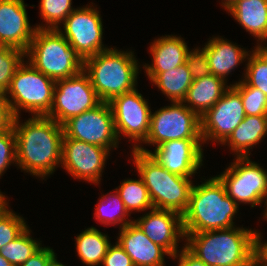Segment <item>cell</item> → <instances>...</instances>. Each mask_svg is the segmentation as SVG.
Here are the masks:
<instances>
[{
    "label": "cell",
    "instance_id": "cell-8",
    "mask_svg": "<svg viewBox=\"0 0 267 266\" xmlns=\"http://www.w3.org/2000/svg\"><path fill=\"white\" fill-rule=\"evenodd\" d=\"M225 171L217 175L226 193L238 205L251 208L263 204L267 197V171L250 157H236Z\"/></svg>",
    "mask_w": 267,
    "mask_h": 266
},
{
    "label": "cell",
    "instance_id": "cell-33",
    "mask_svg": "<svg viewBox=\"0 0 267 266\" xmlns=\"http://www.w3.org/2000/svg\"><path fill=\"white\" fill-rule=\"evenodd\" d=\"M25 52L20 49L0 45V94L10 87L15 70L23 62Z\"/></svg>",
    "mask_w": 267,
    "mask_h": 266
},
{
    "label": "cell",
    "instance_id": "cell-42",
    "mask_svg": "<svg viewBox=\"0 0 267 266\" xmlns=\"http://www.w3.org/2000/svg\"><path fill=\"white\" fill-rule=\"evenodd\" d=\"M253 51L267 63V39L257 42Z\"/></svg>",
    "mask_w": 267,
    "mask_h": 266
},
{
    "label": "cell",
    "instance_id": "cell-3",
    "mask_svg": "<svg viewBox=\"0 0 267 266\" xmlns=\"http://www.w3.org/2000/svg\"><path fill=\"white\" fill-rule=\"evenodd\" d=\"M192 186L189 205L182 215L184 233L228 229L236 226L233 220L239 205L227 195L217 176Z\"/></svg>",
    "mask_w": 267,
    "mask_h": 266
},
{
    "label": "cell",
    "instance_id": "cell-25",
    "mask_svg": "<svg viewBox=\"0 0 267 266\" xmlns=\"http://www.w3.org/2000/svg\"><path fill=\"white\" fill-rule=\"evenodd\" d=\"M75 246L79 259L87 266H101L112 244L109 236L91 226L75 237Z\"/></svg>",
    "mask_w": 267,
    "mask_h": 266
},
{
    "label": "cell",
    "instance_id": "cell-41",
    "mask_svg": "<svg viewBox=\"0 0 267 266\" xmlns=\"http://www.w3.org/2000/svg\"><path fill=\"white\" fill-rule=\"evenodd\" d=\"M175 256L171 257L172 260H178V266H207L202 260L193 255L185 246Z\"/></svg>",
    "mask_w": 267,
    "mask_h": 266
},
{
    "label": "cell",
    "instance_id": "cell-11",
    "mask_svg": "<svg viewBox=\"0 0 267 266\" xmlns=\"http://www.w3.org/2000/svg\"><path fill=\"white\" fill-rule=\"evenodd\" d=\"M92 6L77 7L62 23L64 31L61 26L58 28L84 61L109 49L102 41L104 28L100 11L96 5Z\"/></svg>",
    "mask_w": 267,
    "mask_h": 266
},
{
    "label": "cell",
    "instance_id": "cell-4",
    "mask_svg": "<svg viewBox=\"0 0 267 266\" xmlns=\"http://www.w3.org/2000/svg\"><path fill=\"white\" fill-rule=\"evenodd\" d=\"M138 60L134 52L113 47L87 58L84 71L101 102H110L114 97L134 90L139 74Z\"/></svg>",
    "mask_w": 267,
    "mask_h": 266
},
{
    "label": "cell",
    "instance_id": "cell-2",
    "mask_svg": "<svg viewBox=\"0 0 267 266\" xmlns=\"http://www.w3.org/2000/svg\"><path fill=\"white\" fill-rule=\"evenodd\" d=\"M184 234V246L207 266H253L252 228L234 226Z\"/></svg>",
    "mask_w": 267,
    "mask_h": 266
},
{
    "label": "cell",
    "instance_id": "cell-16",
    "mask_svg": "<svg viewBox=\"0 0 267 266\" xmlns=\"http://www.w3.org/2000/svg\"><path fill=\"white\" fill-rule=\"evenodd\" d=\"M202 139L170 140L152 150L139 146L136 150L153 156L171 173L193 177L203 165Z\"/></svg>",
    "mask_w": 267,
    "mask_h": 266
},
{
    "label": "cell",
    "instance_id": "cell-30",
    "mask_svg": "<svg viewBox=\"0 0 267 266\" xmlns=\"http://www.w3.org/2000/svg\"><path fill=\"white\" fill-rule=\"evenodd\" d=\"M7 199L5 195L0 198V250L28 227L24 217L9 209Z\"/></svg>",
    "mask_w": 267,
    "mask_h": 266
},
{
    "label": "cell",
    "instance_id": "cell-27",
    "mask_svg": "<svg viewBox=\"0 0 267 266\" xmlns=\"http://www.w3.org/2000/svg\"><path fill=\"white\" fill-rule=\"evenodd\" d=\"M94 215L95 220L100 224L107 226L117 224L119 230L133 222L130 218L128 219L130 214L116 189L99 198Z\"/></svg>",
    "mask_w": 267,
    "mask_h": 266
},
{
    "label": "cell",
    "instance_id": "cell-39",
    "mask_svg": "<svg viewBox=\"0 0 267 266\" xmlns=\"http://www.w3.org/2000/svg\"><path fill=\"white\" fill-rule=\"evenodd\" d=\"M14 118L5 94H0V133L13 128Z\"/></svg>",
    "mask_w": 267,
    "mask_h": 266
},
{
    "label": "cell",
    "instance_id": "cell-13",
    "mask_svg": "<svg viewBox=\"0 0 267 266\" xmlns=\"http://www.w3.org/2000/svg\"><path fill=\"white\" fill-rule=\"evenodd\" d=\"M62 126L64 135L68 138L98 145L110 151L118 148L119 140L108 102H101L94 109L70 118Z\"/></svg>",
    "mask_w": 267,
    "mask_h": 266
},
{
    "label": "cell",
    "instance_id": "cell-29",
    "mask_svg": "<svg viewBox=\"0 0 267 266\" xmlns=\"http://www.w3.org/2000/svg\"><path fill=\"white\" fill-rule=\"evenodd\" d=\"M28 227L13 241L0 250V255L13 266L25 263L42 245V241L35 240L30 235Z\"/></svg>",
    "mask_w": 267,
    "mask_h": 266
},
{
    "label": "cell",
    "instance_id": "cell-44",
    "mask_svg": "<svg viewBox=\"0 0 267 266\" xmlns=\"http://www.w3.org/2000/svg\"><path fill=\"white\" fill-rule=\"evenodd\" d=\"M237 0H222L221 6L227 10L232 4H234Z\"/></svg>",
    "mask_w": 267,
    "mask_h": 266
},
{
    "label": "cell",
    "instance_id": "cell-5",
    "mask_svg": "<svg viewBox=\"0 0 267 266\" xmlns=\"http://www.w3.org/2000/svg\"><path fill=\"white\" fill-rule=\"evenodd\" d=\"M138 177L146 185L156 209L172 210L183 215L189 205L192 177H183L166 170L153 156L138 150L131 151Z\"/></svg>",
    "mask_w": 267,
    "mask_h": 266
},
{
    "label": "cell",
    "instance_id": "cell-21",
    "mask_svg": "<svg viewBox=\"0 0 267 266\" xmlns=\"http://www.w3.org/2000/svg\"><path fill=\"white\" fill-rule=\"evenodd\" d=\"M202 50L206 53L209 61L211 74L227 81V76L238 65L245 62L249 52L239 47L236 43L224 39L222 36L213 37L205 43Z\"/></svg>",
    "mask_w": 267,
    "mask_h": 266
},
{
    "label": "cell",
    "instance_id": "cell-7",
    "mask_svg": "<svg viewBox=\"0 0 267 266\" xmlns=\"http://www.w3.org/2000/svg\"><path fill=\"white\" fill-rule=\"evenodd\" d=\"M24 62L15 70L5 97L15 117L20 116L21 110L31 113V116H47L52 106L56 81L29 62Z\"/></svg>",
    "mask_w": 267,
    "mask_h": 266
},
{
    "label": "cell",
    "instance_id": "cell-10",
    "mask_svg": "<svg viewBox=\"0 0 267 266\" xmlns=\"http://www.w3.org/2000/svg\"><path fill=\"white\" fill-rule=\"evenodd\" d=\"M100 103L89 75L81 71L75 76L56 80L53 102L47 117L63 125L70 118L94 109Z\"/></svg>",
    "mask_w": 267,
    "mask_h": 266
},
{
    "label": "cell",
    "instance_id": "cell-20",
    "mask_svg": "<svg viewBox=\"0 0 267 266\" xmlns=\"http://www.w3.org/2000/svg\"><path fill=\"white\" fill-rule=\"evenodd\" d=\"M149 47L152 63H145L143 69L145 68V73L150 81L158 73L186 63L187 54L190 52L184 38L172 34L155 38Z\"/></svg>",
    "mask_w": 267,
    "mask_h": 266
},
{
    "label": "cell",
    "instance_id": "cell-17",
    "mask_svg": "<svg viewBox=\"0 0 267 266\" xmlns=\"http://www.w3.org/2000/svg\"><path fill=\"white\" fill-rule=\"evenodd\" d=\"M133 220L153 243L164 248L171 257L179 252L178 242L180 239L185 240L181 214L172 210L153 208Z\"/></svg>",
    "mask_w": 267,
    "mask_h": 266
},
{
    "label": "cell",
    "instance_id": "cell-15",
    "mask_svg": "<svg viewBox=\"0 0 267 266\" xmlns=\"http://www.w3.org/2000/svg\"><path fill=\"white\" fill-rule=\"evenodd\" d=\"M245 116L241 95L230 85L219 101L200 118L203 144L211 141L222 145Z\"/></svg>",
    "mask_w": 267,
    "mask_h": 266
},
{
    "label": "cell",
    "instance_id": "cell-1",
    "mask_svg": "<svg viewBox=\"0 0 267 266\" xmlns=\"http://www.w3.org/2000/svg\"><path fill=\"white\" fill-rule=\"evenodd\" d=\"M14 118L16 165L44 180L62 162L63 126L47 116H32L23 123Z\"/></svg>",
    "mask_w": 267,
    "mask_h": 266
},
{
    "label": "cell",
    "instance_id": "cell-9",
    "mask_svg": "<svg viewBox=\"0 0 267 266\" xmlns=\"http://www.w3.org/2000/svg\"><path fill=\"white\" fill-rule=\"evenodd\" d=\"M151 112L150 129L146 145L158 147L170 140L202 139L200 117L183 102H171Z\"/></svg>",
    "mask_w": 267,
    "mask_h": 266
},
{
    "label": "cell",
    "instance_id": "cell-35",
    "mask_svg": "<svg viewBox=\"0 0 267 266\" xmlns=\"http://www.w3.org/2000/svg\"><path fill=\"white\" fill-rule=\"evenodd\" d=\"M16 164V138L14 129L0 133V178L11 164Z\"/></svg>",
    "mask_w": 267,
    "mask_h": 266
},
{
    "label": "cell",
    "instance_id": "cell-46",
    "mask_svg": "<svg viewBox=\"0 0 267 266\" xmlns=\"http://www.w3.org/2000/svg\"><path fill=\"white\" fill-rule=\"evenodd\" d=\"M264 206H266V208L264 209V213H263V219L264 220H267V197H266V200L264 202Z\"/></svg>",
    "mask_w": 267,
    "mask_h": 266
},
{
    "label": "cell",
    "instance_id": "cell-26",
    "mask_svg": "<svg viewBox=\"0 0 267 266\" xmlns=\"http://www.w3.org/2000/svg\"><path fill=\"white\" fill-rule=\"evenodd\" d=\"M171 102H183L193 82L187 64L158 73L151 81Z\"/></svg>",
    "mask_w": 267,
    "mask_h": 266
},
{
    "label": "cell",
    "instance_id": "cell-14",
    "mask_svg": "<svg viewBox=\"0 0 267 266\" xmlns=\"http://www.w3.org/2000/svg\"><path fill=\"white\" fill-rule=\"evenodd\" d=\"M110 154L109 149L64 135L61 167L74 179L98 185Z\"/></svg>",
    "mask_w": 267,
    "mask_h": 266
},
{
    "label": "cell",
    "instance_id": "cell-36",
    "mask_svg": "<svg viewBox=\"0 0 267 266\" xmlns=\"http://www.w3.org/2000/svg\"><path fill=\"white\" fill-rule=\"evenodd\" d=\"M186 64L193 80L211 74L208 57L200 47H194L187 54Z\"/></svg>",
    "mask_w": 267,
    "mask_h": 266
},
{
    "label": "cell",
    "instance_id": "cell-45",
    "mask_svg": "<svg viewBox=\"0 0 267 266\" xmlns=\"http://www.w3.org/2000/svg\"><path fill=\"white\" fill-rule=\"evenodd\" d=\"M0 266H13V265L0 255Z\"/></svg>",
    "mask_w": 267,
    "mask_h": 266
},
{
    "label": "cell",
    "instance_id": "cell-32",
    "mask_svg": "<svg viewBox=\"0 0 267 266\" xmlns=\"http://www.w3.org/2000/svg\"><path fill=\"white\" fill-rule=\"evenodd\" d=\"M232 85L241 95L248 116H267V96L258 88L249 86L243 79Z\"/></svg>",
    "mask_w": 267,
    "mask_h": 266
},
{
    "label": "cell",
    "instance_id": "cell-28",
    "mask_svg": "<svg viewBox=\"0 0 267 266\" xmlns=\"http://www.w3.org/2000/svg\"><path fill=\"white\" fill-rule=\"evenodd\" d=\"M115 189L130 215L133 211L140 212L154 208L149 197L148 189L141 177L135 180L131 178L124 179L121 185Z\"/></svg>",
    "mask_w": 267,
    "mask_h": 266
},
{
    "label": "cell",
    "instance_id": "cell-6",
    "mask_svg": "<svg viewBox=\"0 0 267 266\" xmlns=\"http://www.w3.org/2000/svg\"><path fill=\"white\" fill-rule=\"evenodd\" d=\"M25 58V62L55 81L84 71L85 61L58 29H36Z\"/></svg>",
    "mask_w": 267,
    "mask_h": 266
},
{
    "label": "cell",
    "instance_id": "cell-19",
    "mask_svg": "<svg viewBox=\"0 0 267 266\" xmlns=\"http://www.w3.org/2000/svg\"><path fill=\"white\" fill-rule=\"evenodd\" d=\"M131 258L134 266H166L165 256L171 255L153 243L133 221L120 229L116 241Z\"/></svg>",
    "mask_w": 267,
    "mask_h": 266
},
{
    "label": "cell",
    "instance_id": "cell-37",
    "mask_svg": "<svg viewBox=\"0 0 267 266\" xmlns=\"http://www.w3.org/2000/svg\"><path fill=\"white\" fill-rule=\"evenodd\" d=\"M103 266H134L131 258L124 249L116 242L108 247L102 262Z\"/></svg>",
    "mask_w": 267,
    "mask_h": 266
},
{
    "label": "cell",
    "instance_id": "cell-47",
    "mask_svg": "<svg viewBox=\"0 0 267 266\" xmlns=\"http://www.w3.org/2000/svg\"><path fill=\"white\" fill-rule=\"evenodd\" d=\"M3 195H4L3 192L0 191V198H1Z\"/></svg>",
    "mask_w": 267,
    "mask_h": 266
},
{
    "label": "cell",
    "instance_id": "cell-31",
    "mask_svg": "<svg viewBox=\"0 0 267 266\" xmlns=\"http://www.w3.org/2000/svg\"><path fill=\"white\" fill-rule=\"evenodd\" d=\"M39 9L45 24H38L36 28L58 29L76 8L72 6V0H40Z\"/></svg>",
    "mask_w": 267,
    "mask_h": 266
},
{
    "label": "cell",
    "instance_id": "cell-40",
    "mask_svg": "<svg viewBox=\"0 0 267 266\" xmlns=\"http://www.w3.org/2000/svg\"><path fill=\"white\" fill-rule=\"evenodd\" d=\"M56 253L50 247H40L25 263L20 266H45Z\"/></svg>",
    "mask_w": 267,
    "mask_h": 266
},
{
    "label": "cell",
    "instance_id": "cell-38",
    "mask_svg": "<svg viewBox=\"0 0 267 266\" xmlns=\"http://www.w3.org/2000/svg\"><path fill=\"white\" fill-rule=\"evenodd\" d=\"M261 241V232L255 229L253 235V266H267V242Z\"/></svg>",
    "mask_w": 267,
    "mask_h": 266
},
{
    "label": "cell",
    "instance_id": "cell-34",
    "mask_svg": "<svg viewBox=\"0 0 267 266\" xmlns=\"http://www.w3.org/2000/svg\"><path fill=\"white\" fill-rule=\"evenodd\" d=\"M247 61L242 79L249 86L258 88L267 96V63L253 50L249 53Z\"/></svg>",
    "mask_w": 267,
    "mask_h": 266
},
{
    "label": "cell",
    "instance_id": "cell-12",
    "mask_svg": "<svg viewBox=\"0 0 267 266\" xmlns=\"http://www.w3.org/2000/svg\"><path fill=\"white\" fill-rule=\"evenodd\" d=\"M116 135L128 137L136 150L146 140L150 129L151 108L148 101L135 88L114 97L110 102ZM139 143V144H138Z\"/></svg>",
    "mask_w": 267,
    "mask_h": 266
},
{
    "label": "cell",
    "instance_id": "cell-43",
    "mask_svg": "<svg viewBox=\"0 0 267 266\" xmlns=\"http://www.w3.org/2000/svg\"><path fill=\"white\" fill-rule=\"evenodd\" d=\"M57 254H55L47 263L45 266H66L64 264H62L61 262H58L57 260V257H56Z\"/></svg>",
    "mask_w": 267,
    "mask_h": 266
},
{
    "label": "cell",
    "instance_id": "cell-22",
    "mask_svg": "<svg viewBox=\"0 0 267 266\" xmlns=\"http://www.w3.org/2000/svg\"><path fill=\"white\" fill-rule=\"evenodd\" d=\"M227 82L213 74L195 79L183 103L201 118L230 87Z\"/></svg>",
    "mask_w": 267,
    "mask_h": 266
},
{
    "label": "cell",
    "instance_id": "cell-18",
    "mask_svg": "<svg viewBox=\"0 0 267 266\" xmlns=\"http://www.w3.org/2000/svg\"><path fill=\"white\" fill-rule=\"evenodd\" d=\"M24 0H0V45L26 52L36 31L29 23Z\"/></svg>",
    "mask_w": 267,
    "mask_h": 266
},
{
    "label": "cell",
    "instance_id": "cell-23",
    "mask_svg": "<svg viewBox=\"0 0 267 266\" xmlns=\"http://www.w3.org/2000/svg\"><path fill=\"white\" fill-rule=\"evenodd\" d=\"M266 136L267 116L246 115L222 145L228 146L235 157H250V150Z\"/></svg>",
    "mask_w": 267,
    "mask_h": 266
},
{
    "label": "cell",
    "instance_id": "cell-24",
    "mask_svg": "<svg viewBox=\"0 0 267 266\" xmlns=\"http://www.w3.org/2000/svg\"><path fill=\"white\" fill-rule=\"evenodd\" d=\"M226 11L257 42L267 39V0H237Z\"/></svg>",
    "mask_w": 267,
    "mask_h": 266
}]
</instances>
